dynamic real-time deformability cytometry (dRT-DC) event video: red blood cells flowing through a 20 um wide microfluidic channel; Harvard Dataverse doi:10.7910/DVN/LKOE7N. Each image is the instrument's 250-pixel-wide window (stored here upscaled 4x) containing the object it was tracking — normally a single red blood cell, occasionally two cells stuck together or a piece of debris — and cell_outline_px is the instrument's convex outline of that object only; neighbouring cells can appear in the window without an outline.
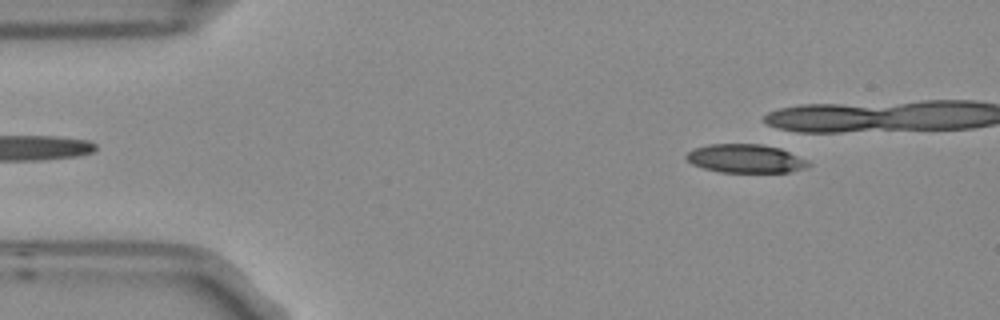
{"species": "Egyptian fruit bat (a non-hibernating species)", "species_latin": "Rousettus aegyptiacus", "temperature_condition": "room temperature", "stored_images_in_passage": 10, "camera_frame_rate_fps": 3000, "um_per_image_px": 0.085, "frame": {"image": 1, "passage_image": 1, "time_ms": 0.0, "image_size_px": [1000, 320], "cell_outline_px": [[812, 164], [808, 168], [788, 172], [720, 172], [704, 168], [692, 164], [684, 156], [692, 148], [708, 144], [760, 144], [780, 148], [808, 160]], "centroid_in_image_um": [63.38, 13.48], "position_along_channel_um": 21.6, "area_um2": 20.46}}